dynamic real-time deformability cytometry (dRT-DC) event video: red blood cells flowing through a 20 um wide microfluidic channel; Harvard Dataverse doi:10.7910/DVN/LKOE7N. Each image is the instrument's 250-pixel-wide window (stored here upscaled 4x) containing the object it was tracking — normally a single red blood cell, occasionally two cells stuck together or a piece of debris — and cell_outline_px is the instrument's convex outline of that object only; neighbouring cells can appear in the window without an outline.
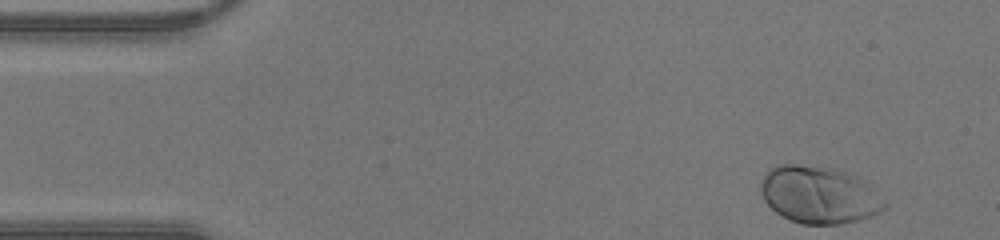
{"species": "human", "species_latin": "Homo sapiens", "temperature_condition": "warm", "stored_images_in_passage": 34, "camera_frame_rate_fps": 3000, "um_per_image_px": 0.085, "donor": {"sex": "male"}, "frame": {"image": 1, "passage_image": 1, "time_ms": 0.0, "image_size_px": [1000, 240], "cell_outline_px": [[888, 208], [872, 216], [860, 220], [840, 224], [800, 224], [788, 220], [776, 212], [764, 200], [760, 192], [760, 184], [768, 168], [776, 164], [796, 164], [836, 168], [844, 172], [868, 188], [888, 204]], "centroid_in_image_um": [69.54, 16.58], "position_along_channel_um": 15.5, "area_um2": 40.92}}
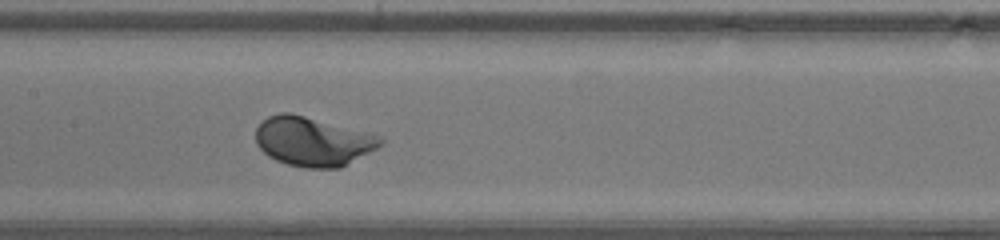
{"frame": {"image": 2, "passage_image": 19, "time_ms": 6.0, "image_size_px": [1000, 240], "cell_outline_px": [[384, 144], [340, 168], [308, 168], [288, 164], [276, 160], [268, 156], [256, 144], [256, 128], [260, 120], [268, 116], [280, 112], [292, 112], [380, 136], [384, 140]], "centroid_in_image_um": [26.55, 12.01], "position_along_channel_um": 180.8, "area_um2": 35.78}}
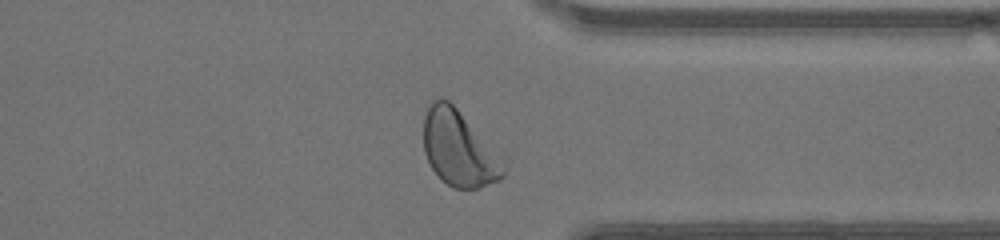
{"frame": {"image": 3, "passage_image": 32, "time_ms": 10.333, "image_size_px": [1000, 240], "cell_outline_px": [[504, 176], [500, 180], [476, 188], [452, 188], [440, 180], [432, 168], [424, 152], [424, 116], [432, 100], [440, 96], [448, 100], [456, 108], [504, 168]], "centroid_in_image_um": [38.88, 12.65], "position_along_channel_um": 372.5, "area_um2": 33.47}}